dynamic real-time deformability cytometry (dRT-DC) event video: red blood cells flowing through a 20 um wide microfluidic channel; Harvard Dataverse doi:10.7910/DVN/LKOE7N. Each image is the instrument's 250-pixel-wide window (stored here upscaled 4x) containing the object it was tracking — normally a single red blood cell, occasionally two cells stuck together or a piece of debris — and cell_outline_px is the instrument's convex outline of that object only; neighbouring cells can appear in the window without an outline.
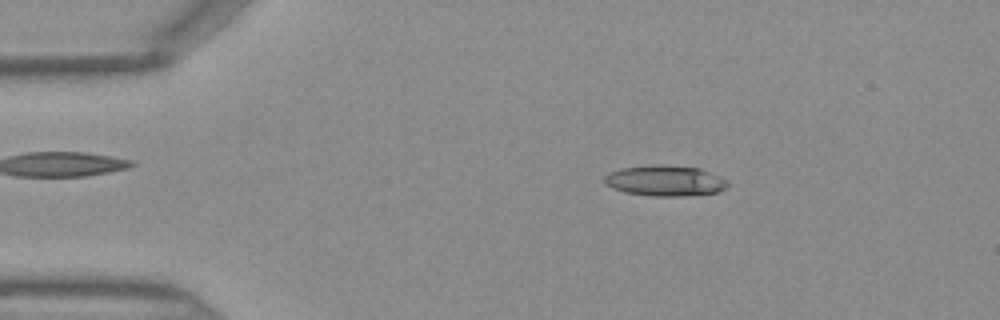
{"species": "Egyptian fruit bat (a non-hibernating species)", "species_latin": "Rousettus aegyptiacus", "temperature_condition": "warm", "stored_images_in_passage": 35, "camera_frame_rate_fps": 3000, "um_per_image_px": 0.085, "frame": {"image": 1, "passage_image": 7, "time_ms": 2.0, "image_size_px": [1000, 320], "cell_outline_px": [[728, 184], [724, 188], [716, 192], [684, 196], [652, 196], [624, 192], [612, 188], [604, 184], [604, 176], [608, 172], [620, 168], [652, 164], [660, 164], [700, 168], [720, 176], [728, 180]], "centroid_in_image_um": [56.48, 15.35], "position_along_channel_um": 28.5, "area_um2": 22.25}}
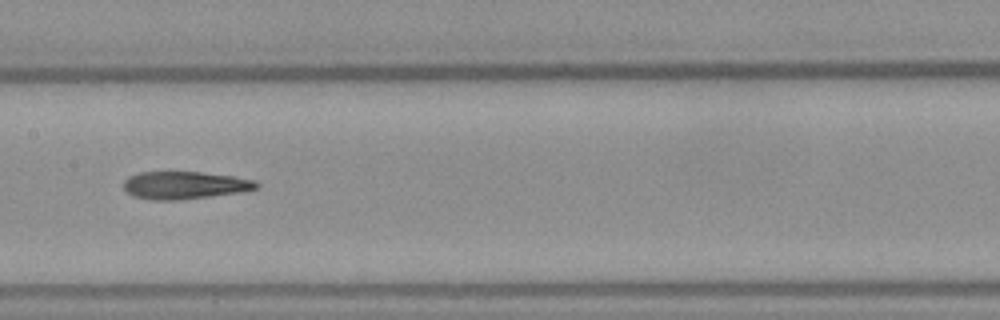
{"frame": {"image": 2, "passage_image": 22, "time_ms": 7.0, "image_size_px": [1000, 320], "cell_outline_px": [[260, 184], [256, 188], [240, 192], [176, 200], [152, 200], [132, 196], [124, 188], [124, 180], [128, 176], [140, 172], [200, 172], [232, 176], [256, 180]], "centroid_in_image_um": [15.67, 15.74], "position_along_channel_um": 191.7, "area_um2": 21.21}}
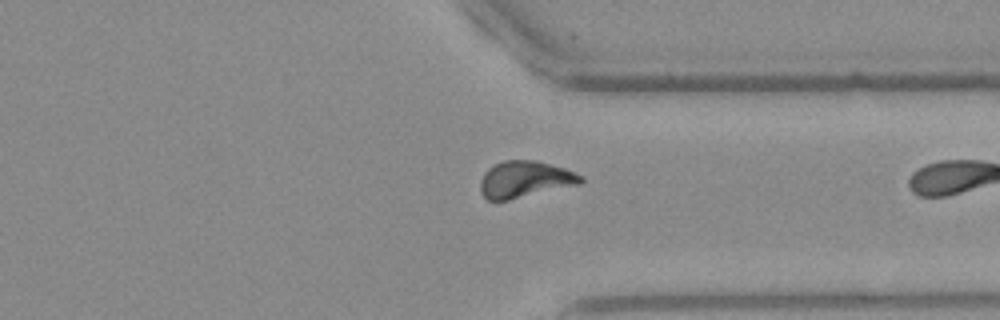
{"frame": {"image": 3, "passage_image": 34, "time_ms": 11.0, "image_size_px": [1000, 320], "cell_outline_px": [[584, 180], [580, 184], [508, 200], [488, 200], [480, 192], [480, 180], [484, 172], [488, 168], [504, 160], [536, 160], [564, 168], [584, 176]], "centroid_in_image_um": [44.61, 15.24], "position_along_channel_um": 366.8, "area_um2": 21.39}}